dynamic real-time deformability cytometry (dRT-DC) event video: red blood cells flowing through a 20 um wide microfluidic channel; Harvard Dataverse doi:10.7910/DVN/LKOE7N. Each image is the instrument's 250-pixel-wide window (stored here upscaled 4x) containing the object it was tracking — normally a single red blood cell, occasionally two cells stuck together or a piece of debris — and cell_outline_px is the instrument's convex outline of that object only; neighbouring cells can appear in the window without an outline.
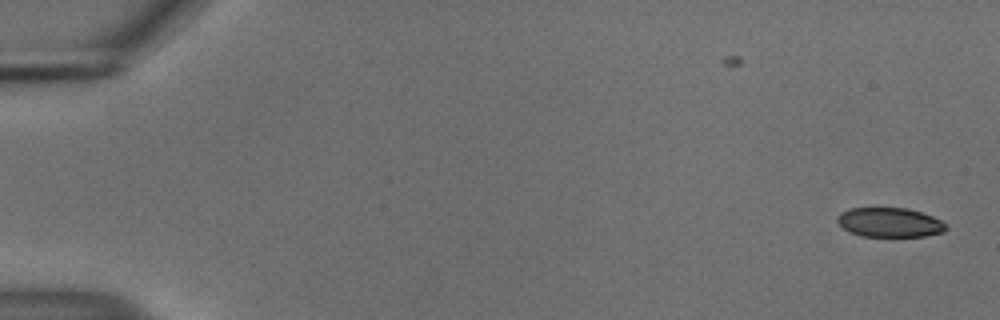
{"species": "common noctule bat (a hibernating species)", "species_latin": "Nyctalus noctula", "temperature_condition": "cold", "stored_images_in_passage": 54, "camera_frame_rate_fps": 3000, "um_per_image_px": 0.085, "animal": {"sex": "male", "body_mass_g": 18.8}, "frame": {"image": 1, "passage_image": 1, "time_ms": 0.0, "image_size_px": [1000, 320], "cell_outline_px": [[948, 228], [944, 232], [924, 236], [860, 236], [848, 232], [836, 220], [836, 216], [840, 212], [848, 208], [908, 208], [932, 216], [948, 224]], "centroid_in_image_um": [75.61, 18.9], "position_along_channel_um": 9.4, "area_um2": 18.79}}
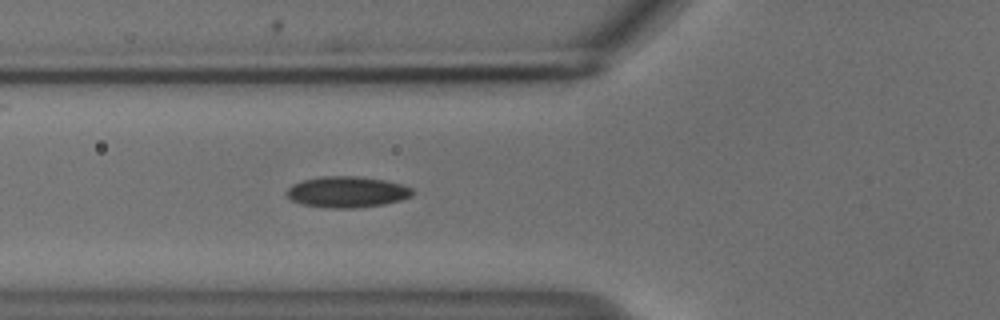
{"frame": {"image": 2, "passage_image": 20, "time_ms": 6.333, "image_size_px": [1000, 320], "cell_outline_px": [[412, 196], [400, 200], [384, 204], [352, 208], [332, 208], [304, 204], [292, 200], [288, 196], [288, 188], [292, 184], [300, 180], [320, 176], [360, 176], [384, 180], [404, 184], [412, 188]], "centroid_in_image_um": [29.51, 16.3], "position_along_channel_um": 96.3, "area_um2": 22.72}}
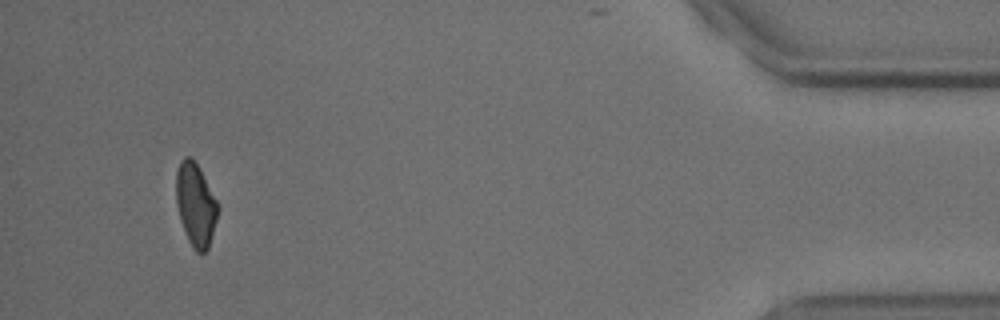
{"frame": {"image": 3, "passage_image": 51, "time_ms": 16.667, "image_size_px": [1000, 320], "cell_outline_px": [[220, 208], [208, 248], [204, 252], [196, 252], [192, 248], [188, 240], [180, 220], [176, 204], [176, 172], [180, 160], [184, 156], [192, 156], [200, 168]], "centroid_in_image_um": [16.62, 17.36], "position_along_channel_um": 418.6, "area_um2": 20.35}, "authors_computed_cell_mechanics": {"area_um2": 21.386, "velocity_mm_per_s": 3.7317, "shape_relaxation_time_tau1_ms": 6.2761, "shape_relaxation_time_tau2_ms": null, "deformation_change_tau1": 0.1147, "deformation_change_tau2": null}}